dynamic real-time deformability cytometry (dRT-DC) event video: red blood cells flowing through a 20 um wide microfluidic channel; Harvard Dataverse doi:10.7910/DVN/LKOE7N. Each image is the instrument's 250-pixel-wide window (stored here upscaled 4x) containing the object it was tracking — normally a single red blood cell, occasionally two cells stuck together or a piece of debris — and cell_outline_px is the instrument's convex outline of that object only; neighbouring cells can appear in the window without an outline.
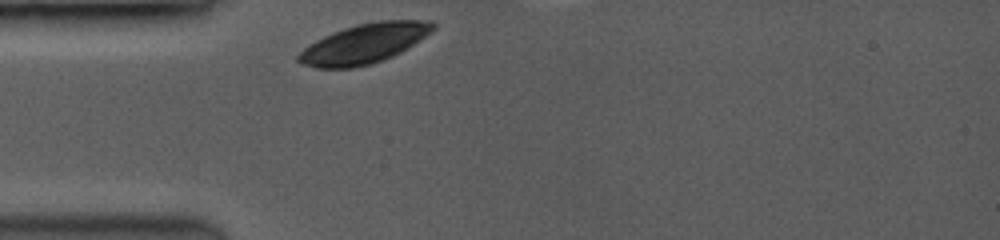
{"species": "common noctule bat (a hibernating species)", "species_latin": "Nyctalus noctula", "temperature_condition": "room temperature", "stored_images_in_passage": 6, "camera_frame_rate_fps": 3500, "um_per_image_px": 0.085, "animal": {"sex": "female", "body_mass_g": 19.0, "forearm_length_mm": 53.3}, "frame": {"image": 1, "passage_image": 1, "time_ms": 0.0, "image_size_px": [1000, 240], "cell_outline_px": [[436, 28], [432, 32], [420, 40], [400, 52], [392, 56], [368, 64], [352, 68], [316, 68], [300, 64], [296, 60], [296, 56], [304, 48], [316, 40], [332, 32], [356, 24], [380, 20], [432, 20], [436, 24]], "centroid_in_image_um": [30.96, 3.69], "position_along_channel_um": 54.0, "area_um2": 31.1}}